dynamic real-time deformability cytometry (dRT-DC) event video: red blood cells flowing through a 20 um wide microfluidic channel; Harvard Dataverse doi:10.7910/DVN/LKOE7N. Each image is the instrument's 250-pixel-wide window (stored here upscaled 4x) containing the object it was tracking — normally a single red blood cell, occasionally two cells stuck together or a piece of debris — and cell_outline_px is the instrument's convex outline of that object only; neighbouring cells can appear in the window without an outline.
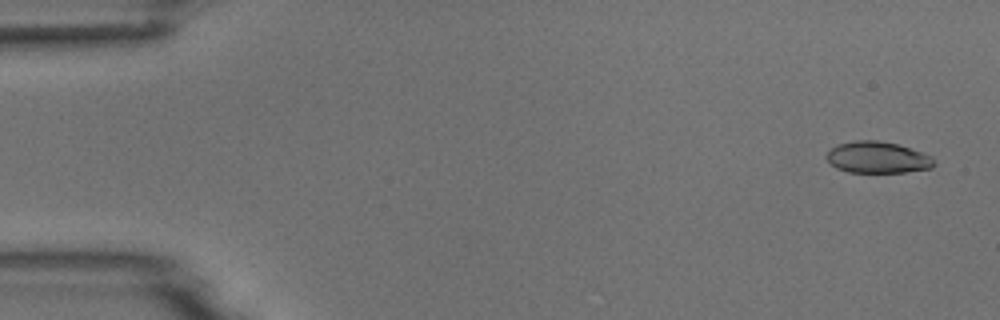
{"species": "common noctule bat (a hibernating species)", "species_latin": "Nyctalus noctula", "temperature_condition": "room temperature", "stored_images_in_passage": 5, "camera_frame_rate_fps": 3000, "um_per_image_px": 0.085, "animal": {"sex": "male", "body_mass_g": 18.8}, "frame": {"image": 1, "passage_image": 1, "time_ms": 0.0, "image_size_px": [1000, 320], "cell_outline_px": [[936, 164], [932, 168], [904, 172], [848, 172], [836, 168], [824, 156], [836, 144], [852, 140], [876, 140], [896, 144], [924, 152], [932, 156]], "centroid_in_image_um": [74.6, 13.37], "position_along_channel_um": 10.4, "area_um2": 19.88}}
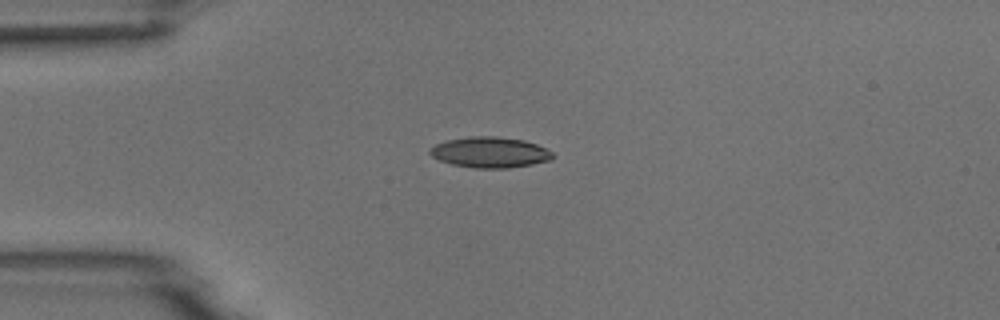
{"frame": {"image": 2, "passage_image": 4, "time_ms": 3.667, "image_size_px": [1000, 320], "cell_outline_px": [[556, 156], [552, 160], [532, 164], [508, 168], [472, 168], [452, 164], [440, 160], [432, 156], [428, 152], [428, 148], [436, 144], [448, 140], [468, 136], [496, 136], [524, 140], [536, 144], [552, 152]], "centroid_in_image_um": [41.65, 12.95], "position_along_channel_um": 43.4, "area_um2": 22.08}}